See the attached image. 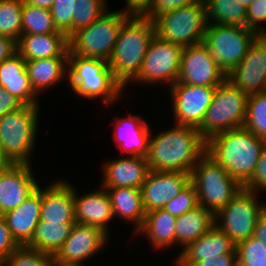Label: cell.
<instances>
[{
    "label": "cell",
    "mask_w": 266,
    "mask_h": 266,
    "mask_svg": "<svg viewBox=\"0 0 266 266\" xmlns=\"http://www.w3.org/2000/svg\"><path fill=\"white\" fill-rule=\"evenodd\" d=\"M51 266H88L83 264H77V263H71V262H64L59 259H57L55 256H53L52 265Z\"/></svg>",
    "instance_id": "51"
},
{
    "label": "cell",
    "mask_w": 266,
    "mask_h": 266,
    "mask_svg": "<svg viewBox=\"0 0 266 266\" xmlns=\"http://www.w3.org/2000/svg\"><path fill=\"white\" fill-rule=\"evenodd\" d=\"M246 28L254 30L259 35H266L265 5L262 0H253L247 7Z\"/></svg>",
    "instance_id": "41"
},
{
    "label": "cell",
    "mask_w": 266,
    "mask_h": 266,
    "mask_svg": "<svg viewBox=\"0 0 266 266\" xmlns=\"http://www.w3.org/2000/svg\"><path fill=\"white\" fill-rule=\"evenodd\" d=\"M77 0H54L50 12L54 24L59 32L68 38L72 35V16L75 12Z\"/></svg>",
    "instance_id": "39"
},
{
    "label": "cell",
    "mask_w": 266,
    "mask_h": 266,
    "mask_svg": "<svg viewBox=\"0 0 266 266\" xmlns=\"http://www.w3.org/2000/svg\"><path fill=\"white\" fill-rule=\"evenodd\" d=\"M24 104L0 85V117L18 110Z\"/></svg>",
    "instance_id": "46"
},
{
    "label": "cell",
    "mask_w": 266,
    "mask_h": 266,
    "mask_svg": "<svg viewBox=\"0 0 266 266\" xmlns=\"http://www.w3.org/2000/svg\"><path fill=\"white\" fill-rule=\"evenodd\" d=\"M263 4L265 5V25H266V0H262Z\"/></svg>",
    "instance_id": "55"
},
{
    "label": "cell",
    "mask_w": 266,
    "mask_h": 266,
    "mask_svg": "<svg viewBox=\"0 0 266 266\" xmlns=\"http://www.w3.org/2000/svg\"><path fill=\"white\" fill-rule=\"evenodd\" d=\"M259 193L242 189L215 214V225L237 244L253 236L258 217L264 212Z\"/></svg>",
    "instance_id": "12"
},
{
    "label": "cell",
    "mask_w": 266,
    "mask_h": 266,
    "mask_svg": "<svg viewBox=\"0 0 266 266\" xmlns=\"http://www.w3.org/2000/svg\"><path fill=\"white\" fill-rule=\"evenodd\" d=\"M170 125L161 132L158 130V133L151 130L147 155L149 168L191 174L198 160L206 153V141L195 127Z\"/></svg>",
    "instance_id": "1"
},
{
    "label": "cell",
    "mask_w": 266,
    "mask_h": 266,
    "mask_svg": "<svg viewBox=\"0 0 266 266\" xmlns=\"http://www.w3.org/2000/svg\"><path fill=\"white\" fill-rule=\"evenodd\" d=\"M155 35L183 48L203 42L208 21L204 0L168 11L154 20Z\"/></svg>",
    "instance_id": "7"
},
{
    "label": "cell",
    "mask_w": 266,
    "mask_h": 266,
    "mask_svg": "<svg viewBox=\"0 0 266 266\" xmlns=\"http://www.w3.org/2000/svg\"><path fill=\"white\" fill-rule=\"evenodd\" d=\"M155 25L143 16H130L122 25L108 65L115 79L125 88L139 73Z\"/></svg>",
    "instance_id": "4"
},
{
    "label": "cell",
    "mask_w": 266,
    "mask_h": 266,
    "mask_svg": "<svg viewBox=\"0 0 266 266\" xmlns=\"http://www.w3.org/2000/svg\"><path fill=\"white\" fill-rule=\"evenodd\" d=\"M73 225L40 220L32 239L25 246L55 256L70 235Z\"/></svg>",
    "instance_id": "31"
},
{
    "label": "cell",
    "mask_w": 266,
    "mask_h": 266,
    "mask_svg": "<svg viewBox=\"0 0 266 266\" xmlns=\"http://www.w3.org/2000/svg\"><path fill=\"white\" fill-rule=\"evenodd\" d=\"M171 262V266L173 264V266H185L183 264H181L176 258H173V260L169 261Z\"/></svg>",
    "instance_id": "54"
},
{
    "label": "cell",
    "mask_w": 266,
    "mask_h": 266,
    "mask_svg": "<svg viewBox=\"0 0 266 266\" xmlns=\"http://www.w3.org/2000/svg\"><path fill=\"white\" fill-rule=\"evenodd\" d=\"M109 238L101 228L75 223L55 257L64 262L90 265L99 252L103 250L104 253L105 248L108 249V243H111Z\"/></svg>",
    "instance_id": "16"
},
{
    "label": "cell",
    "mask_w": 266,
    "mask_h": 266,
    "mask_svg": "<svg viewBox=\"0 0 266 266\" xmlns=\"http://www.w3.org/2000/svg\"><path fill=\"white\" fill-rule=\"evenodd\" d=\"M194 266H238L237 253L223 254L217 257L201 260Z\"/></svg>",
    "instance_id": "47"
},
{
    "label": "cell",
    "mask_w": 266,
    "mask_h": 266,
    "mask_svg": "<svg viewBox=\"0 0 266 266\" xmlns=\"http://www.w3.org/2000/svg\"><path fill=\"white\" fill-rule=\"evenodd\" d=\"M53 256L27 246L15 249L1 266H51Z\"/></svg>",
    "instance_id": "38"
},
{
    "label": "cell",
    "mask_w": 266,
    "mask_h": 266,
    "mask_svg": "<svg viewBox=\"0 0 266 266\" xmlns=\"http://www.w3.org/2000/svg\"><path fill=\"white\" fill-rule=\"evenodd\" d=\"M17 52V42L10 37L0 35V63Z\"/></svg>",
    "instance_id": "48"
},
{
    "label": "cell",
    "mask_w": 266,
    "mask_h": 266,
    "mask_svg": "<svg viewBox=\"0 0 266 266\" xmlns=\"http://www.w3.org/2000/svg\"><path fill=\"white\" fill-rule=\"evenodd\" d=\"M229 253H236V244L214 225L204 236L179 251L175 258L185 266H194L201 260Z\"/></svg>",
    "instance_id": "24"
},
{
    "label": "cell",
    "mask_w": 266,
    "mask_h": 266,
    "mask_svg": "<svg viewBox=\"0 0 266 266\" xmlns=\"http://www.w3.org/2000/svg\"><path fill=\"white\" fill-rule=\"evenodd\" d=\"M190 182L197 190L199 206L214 215L225 207L243 186L205 153L194 166Z\"/></svg>",
    "instance_id": "6"
},
{
    "label": "cell",
    "mask_w": 266,
    "mask_h": 266,
    "mask_svg": "<svg viewBox=\"0 0 266 266\" xmlns=\"http://www.w3.org/2000/svg\"><path fill=\"white\" fill-rule=\"evenodd\" d=\"M153 0H123V7L117 9L130 16H143L150 8Z\"/></svg>",
    "instance_id": "45"
},
{
    "label": "cell",
    "mask_w": 266,
    "mask_h": 266,
    "mask_svg": "<svg viewBox=\"0 0 266 266\" xmlns=\"http://www.w3.org/2000/svg\"><path fill=\"white\" fill-rule=\"evenodd\" d=\"M89 26L73 33L68 38L69 51L82 57L98 58L108 62L123 23L130 15L114 9Z\"/></svg>",
    "instance_id": "8"
},
{
    "label": "cell",
    "mask_w": 266,
    "mask_h": 266,
    "mask_svg": "<svg viewBox=\"0 0 266 266\" xmlns=\"http://www.w3.org/2000/svg\"><path fill=\"white\" fill-rule=\"evenodd\" d=\"M226 80L246 96L266 91V35H259Z\"/></svg>",
    "instance_id": "14"
},
{
    "label": "cell",
    "mask_w": 266,
    "mask_h": 266,
    "mask_svg": "<svg viewBox=\"0 0 266 266\" xmlns=\"http://www.w3.org/2000/svg\"><path fill=\"white\" fill-rule=\"evenodd\" d=\"M208 24L246 27V8L239 0H204Z\"/></svg>",
    "instance_id": "32"
},
{
    "label": "cell",
    "mask_w": 266,
    "mask_h": 266,
    "mask_svg": "<svg viewBox=\"0 0 266 266\" xmlns=\"http://www.w3.org/2000/svg\"><path fill=\"white\" fill-rule=\"evenodd\" d=\"M111 200L112 211L116 220L132 224L129 230L134 234L142 227L146 211L144 210L140 188L115 187L105 188ZM117 218V219H116Z\"/></svg>",
    "instance_id": "29"
},
{
    "label": "cell",
    "mask_w": 266,
    "mask_h": 266,
    "mask_svg": "<svg viewBox=\"0 0 266 266\" xmlns=\"http://www.w3.org/2000/svg\"><path fill=\"white\" fill-rule=\"evenodd\" d=\"M20 245L12 237L3 215H0V265Z\"/></svg>",
    "instance_id": "44"
},
{
    "label": "cell",
    "mask_w": 266,
    "mask_h": 266,
    "mask_svg": "<svg viewBox=\"0 0 266 266\" xmlns=\"http://www.w3.org/2000/svg\"><path fill=\"white\" fill-rule=\"evenodd\" d=\"M226 80L205 44L184 47L177 82L188 85L217 87Z\"/></svg>",
    "instance_id": "15"
},
{
    "label": "cell",
    "mask_w": 266,
    "mask_h": 266,
    "mask_svg": "<svg viewBox=\"0 0 266 266\" xmlns=\"http://www.w3.org/2000/svg\"><path fill=\"white\" fill-rule=\"evenodd\" d=\"M26 69L34 92L40 97L59 83L66 85L68 58L26 60ZM65 82V83H63Z\"/></svg>",
    "instance_id": "28"
},
{
    "label": "cell",
    "mask_w": 266,
    "mask_h": 266,
    "mask_svg": "<svg viewBox=\"0 0 266 266\" xmlns=\"http://www.w3.org/2000/svg\"><path fill=\"white\" fill-rule=\"evenodd\" d=\"M150 121L142 115L127 114L113 116V143L119 148L121 156L147 157L149 153V139L151 135Z\"/></svg>",
    "instance_id": "17"
},
{
    "label": "cell",
    "mask_w": 266,
    "mask_h": 266,
    "mask_svg": "<svg viewBox=\"0 0 266 266\" xmlns=\"http://www.w3.org/2000/svg\"><path fill=\"white\" fill-rule=\"evenodd\" d=\"M216 87L188 85L176 82L168 91L172 123L199 128L212 103Z\"/></svg>",
    "instance_id": "13"
},
{
    "label": "cell",
    "mask_w": 266,
    "mask_h": 266,
    "mask_svg": "<svg viewBox=\"0 0 266 266\" xmlns=\"http://www.w3.org/2000/svg\"><path fill=\"white\" fill-rule=\"evenodd\" d=\"M42 184L41 182L37 189L17 208L3 214L12 237L20 246H25L32 239L40 221Z\"/></svg>",
    "instance_id": "23"
},
{
    "label": "cell",
    "mask_w": 266,
    "mask_h": 266,
    "mask_svg": "<svg viewBox=\"0 0 266 266\" xmlns=\"http://www.w3.org/2000/svg\"><path fill=\"white\" fill-rule=\"evenodd\" d=\"M196 0H153L149 10L143 15L144 18L153 21L157 16L188 6Z\"/></svg>",
    "instance_id": "43"
},
{
    "label": "cell",
    "mask_w": 266,
    "mask_h": 266,
    "mask_svg": "<svg viewBox=\"0 0 266 266\" xmlns=\"http://www.w3.org/2000/svg\"><path fill=\"white\" fill-rule=\"evenodd\" d=\"M59 32L54 24L50 9L23 3L22 34H51Z\"/></svg>",
    "instance_id": "33"
},
{
    "label": "cell",
    "mask_w": 266,
    "mask_h": 266,
    "mask_svg": "<svg viewBox=\"0 0 266 266\" xmlns=\"http://www.w3.org/2000/svg\"><path fill=\"white\" fill-rule=\"evenodd\" d=\"M190 182V174L150 170L140 188L144 210L147 212L163 207L175 198Z\"/></svg>",
    "instance_id": "21"
},
{
    "label": "cell",
    "mask_w": 266,
    "mask_h": 266,
    "mask_svg": "<svg viewBox=\"0 0 266 266\" xmlns=\"http://www.w3.org/2000/svg\"><path fill=\"white\" fill-rule=\"evenodd\" d=\"M252 1L253 0H239V3H241L247 9V7L250 5Z\"/></svg>",
    "instance_id": "53"
},
{
    "label": "cell",
    "mask_w": 266,
    "mask_h": 266,
    "mask_svg": "<svg viewBox=\"0 0 266 266\" xmlns=\"http://www.w3.org/2000/svg\"><path fill=\"white\" fill-rule=\"evenodd\" d=\"M33 168V164H11L0 171V215L17 208L37 189L39 176Z\"/></svg>",
    "instance_id": "18"
},
{
    "label": "cell",
    "mask_w": 266,
    "mask_h": 266,
    "mask_svg": "<svg viewBox=\"0 0 266 266\" xmlns=\"http://www.w3.org/2000/svg\"><path fill=\"white\" fill-rule=\"evenodd\" d=\"M99 185L103 188H141L150 171L147 157L118 156L102 162Z\"/></svg>",
    "instance_id": "22"
},
{
    "label": "cell",
    "mask_w": 266,
    "mask_h": 266,
    "mask_svg": "<svg viewBox=\"0 0 266 266\" xmlns=\"http://www.w3.org/2000/svg\"><path fill=\"white\" fill-rule=\"evenodd\" d=\"M11 163L9 160L4 156L1 146H0V171L7 169Z\"/></svg>",
    "instance_id": "52"
},
{
    "label": "cell",
    "mask_w": 266,
    "mask_h": 266,
    "mask_svg": "<svg viewBox=\"0 0 266 266\" xmlns=\"http://www.w3.org/2000/svg\"><path fill=\"white\" fill-rule=\"evenodd\" d=\"M23 3L36 7L50 9L54 3V0H23Z\"/></svg>",
    "instance_id": "50"
},
{
    "label": "cell",
    "mask_w": 266,
    "mask_h": 266,
    "mask_svg": "<svg viewBox=\"0 0 266 266\" xmlns=\"http://www.w3.org/2000/svg\"><path fill=\"white\" fill-rule=\"evenodd\" d=\"M257 32L242 26L208 24L203 43L227 75L247 54Z\"/></svg>",
    "instance_id": "11"
},
{
    "label": "cell",
    "mask_w": 266,
    "mask_h": 266,
    "mask_svg": "<svg viewBox=\"0 0 266 266\" xmlns=\"http://www.w3.org/2000/svg\"><path fill=\"white\" fill-rule=\"evenodd\" d=\"M198 206L197 190L195 189V186L189 182L175 198L163 207V209L174 217H179L185 212L191 211Z\"/></svg>",
    "instance_id": "40"
},
{
    "label": "cell",
    "mask_w": 266,
    "mask_h": 266,
    "mask_svg": "<svg viewBox=\"0 0 266 266\" xmlns=\"http://www.w3.org/2000/svg\"><path fill=\"white\" fill-rule=\"evenodd\" d=\"M253 236L266 248V212L264 211L257 219Z\"/></svg>",
    "instance_id": "49"
},
{
    "label": "cell",
    "mask_w": 266,
    "mask_h": 266,
    "mask_svg": "<svg viewBox=\"0 0 266 266\" xmlns=\"http://www.w3.org/2000/svg\"><path fill=\"white\" fill-rule=\"evenodd\" d=\"M67 88L89 102L113 107L124 96V87L115 79L108 62L103 59L68 54ZM91 100V101H90ZM119 100V101H118Z\"/></svg>",
    "instance_id": "3"
},
{
    "label": "cell",
    "mask_w": 266,
    "mask_h": 266,
    "mask_svg": "<svg viewBox=\"0 0 266 266\" xmlns=\"http://www.w3.org/2000/svg\"><path fill=\"white\" fill-rule=\"evenodd\" d=\"M40 108L24 105L0 117V146L11 164L32 165L40 132Z\"/></svg>",
    "instance_id": "5"
},
{
    "label": "cell",
    "mask_w": 266,
    "mask_h": 266,
    "mask_svg": "<svg viewBox=\"0 0 266 266\" xmlns=\"http://www.w3.org/2000/svg\"><path fill=\"white\" fill-rule=\"evenodd\" d=\"M48 180L42 185L40 220L59 224H75L74 184L66 177ZM68 181H67V180Z\"/></svg>",
    "instance_id": "20"
},
{
    "label": "cell",
    "mask_w": 266,
    "mask_h": 266,
    "mask_svg": "<svg viewBox=\"0 0 266 266\" xmlns=\"http://www.w3.org/2000/svg\"><path fill=\"white\" fill-rule=\"evenodd\" d=\"M182 50V46L166 42L155 35L149 44L138 75L124 88V91L127 93L129 89L126 88L130 86L154 88L159 84L169 89L178 80Z\"/></svg>",
    "instance_id": "10"
},
{
    "label": "cell",
    "mask_w": 266,
    "mask_h": 266,
    "mask_svg": "<svg viewBox=\"0 0 266 266\" xmlns=\"http://www.w3.org/2000/svg\"><path fill=\"white\" fill-rule=\"evenodd\" d=\"M264 211L266 212V200L264 202Z\"/></svg>",
    "instance_id": "56"
},
{
    "label": "cell",
    "mask_w": 266,
    "mask_h": 266,
    "mask_svg": "<svg viewBox=\"0 0 266 266\" xmlns=\"http://www.w3.org/2000/svg\"><path fill=\"white\" fill-rule=\"evenodd\" d=\"M0 85L24 105H41L28 77L26 60L18 52L0 63Z\"/></svg>",
    "instance_id": "25"
},
{
    "label": "cell",
    "mask_w": 266,
    "mask_h": 266,
    "mask_svg": "<svg viewBox=\"0 0 266 266\" xmlns=\"http://www.w3.org/2000/svg\"><path fill=\"white\" fill-rule=\"evenodd\" d=\"M97 188L81 194L74 185L75 223L101 228L111 236L109 228L111 229V222L114 223L115 220L111 200L105 188Z\"/></svg>",
    "instance_id": "19"
},
{
    "label": "cell",
    "mask_w": 266,
    "mask_h": 266,
    "mask_svg": "<svg viewBox=\"0 0 266 266\" xmlns=\"http://www.w3.org/2000/svg\"><path fill=\"white\" fill-rule=\"evenodd\" d=\"M243 127L266 140V91L248 96Z\"/></svg>",
    "instance_id": "35"
},
{
    "label": "cell",
    "mask_w": 266,
    "mask_h": 266,
    "mask_svg": "<svg viewBox=\"0 0 266 266\" xmlns=\"http://www.w3.org/2000/svg\"><path fill=\"white\" fill-rule=\"evenodd\" d=\"M247 100L248 96L227 80L218 85L202 125L198 128L201 137L207 142L219 133L242 128L246 117Z\"/></svg>",
    "instance_id": "9"
},
{
    "label": "cell",
    "mask_w": 266,
    "mask_h": 266,
    "mask_svg": "<svg viewBox=\"0 0 266 266\" xmlns=\"http://www.w3.org/2000/svg\"><path fill=\"white\" fill-rule=\"evenodd\" d=\"M265 144V139L242 127L210 138L206 153L243 186L252 177Z\"/></svg>",
    "instance_id": "2"
},
{
    "label": "cell",
    "mask_w": 266,
    "mask_h": 266,
    "mask_svg": "<svg viewBox=\"0 0 266 266\" xmlns=\"http://www.w3.org/2000/svg\"><path fill=\"white\" fill-rule=\"evenodd\" d=\"M175 223L176 217L169 212L155 209L146 213L142 227L130 238L144 237L154 252L172 250L175 248Z\"/></svg>",
    "instance_id": "27"
},
{
    "label": "cell",
    "mask_w": 266,
    "mask_h": 266,
    "mask_svg": "<svg viewBox=\"0 0 266 266\" xmlns=\"http://www.w3.org/2000/svg\"><path fill=\"white\" fill-rule=\"evenodd\" d=\"M17 52L24 60L68 58V37L64 33L22 34Z\"/></svg>",
    "instance_id": "26"
},
{
    "label": "cell",
    "mask_w": 266,
    "mask_h": 266,
    "mask_svg": "<svg viewBox=\"0 0 266 266\" xmlns=\"http://www.w3.org/2000/svg\"><path fill=\"white\" fill-rule=\"evenodd\" d=\"M23 0H0V35L18 42L22 35Z\"/></svg>",
    "instance_id": "34"
},
{
    "label": "cell",
    "mask_w": 266,
    "mask_h": 266,
    "mask_svg": "<svg viewBox=\"0 0 266 266\" xmlns=\"http://www.w3.org/2000/svg\"><path fill=\"white\" fill-rule=\"evenodd\" d=\"M214 225L215 215L201 206L176 217L175 249H184L188 244L204 236Z\"/></svg>",
    "instance_id": "30"
},
{
    "label": "cell",
    "mask_w": 266,
    "mask_h": 266,
    "mask_svg": "<svg viewBox=\"0 0 266 266\" xmlns=\"http://www.w3.org/2000/svg\"><path fill=\"white\" fill-rule=\"evenodd\" d=\"M238 266H266V248L254 236L236 244Z\"/></svg>",
    "instance_id": "37"
},
{
    "label": "cell",
    "mask_w": 266,
    "mask_h": 266,
    "mask_svg": "<svg viewBox=\"0 0 266 266\" xmlns=\"http://www.w3.org/2000/svg\"><path fill=\"white\" fill-rule=\"evenodd\" d=\"M244 189L256 193H266V144L261 152L252 177L243 185Z\"/></svg>",
    "instance_id": "42"
},
{
    "label": "cell",
    "mask_w": 266,
    "mask_h": 266,
    "mask_svg": "<svg viewBox=\"0 0 266 266\" xmlns=\"http://www.w3.org/2000/svg\"><path fill=\"white\" fill-rule=\"evenodd\" d=\"M109 0H77L72 16V34L81 28L89 26L93 21L103 16L109 8Z\"/></svg>",
    "instance_id": "36"
}]
</instances>
